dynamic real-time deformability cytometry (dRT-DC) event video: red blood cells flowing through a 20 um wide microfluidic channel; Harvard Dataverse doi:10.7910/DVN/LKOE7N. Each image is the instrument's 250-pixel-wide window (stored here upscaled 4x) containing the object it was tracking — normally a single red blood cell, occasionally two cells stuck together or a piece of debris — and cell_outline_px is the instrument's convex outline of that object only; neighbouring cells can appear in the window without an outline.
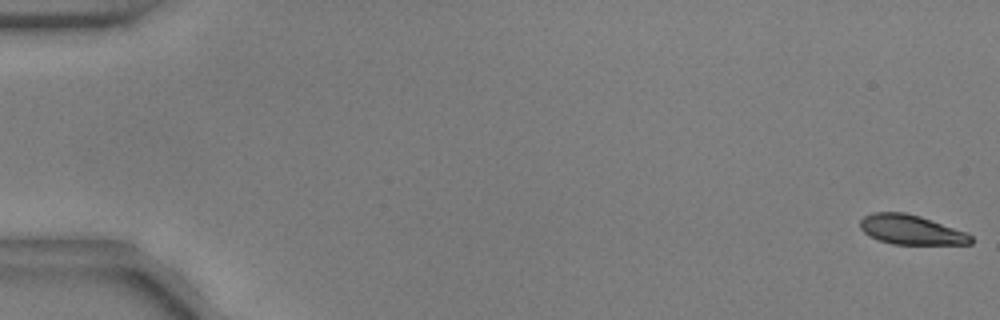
{"species": "common noctule bat (a hibernating species)", "species_latin": "Nyctalus noctula", "temperature_condition": "warm", "stored_images_in_passage": 54, "camera_frame_rate_fps": 3000, "um_per_image_px": 0.085, "animal": {"sex": "male", "body_mass_g": 17.9, "forearm_length_mm": 54.2}, "frame": {"image": 1, "passage_image": 1, "time_ms": 0.0, "image_size_px": [1000, 320], "cell_outline_px": [[972, 240], [968, 244], [900, 244], [884, 240], [872, 236], [864, 228], [864, 220], [868, 216], [888, 212], [916, 216], [960, 232], [968, 236]], "centroid_in_image_um": [77.49, 19.57], "position_along_channel_um": 7.5, "area_um2": 16.76}}
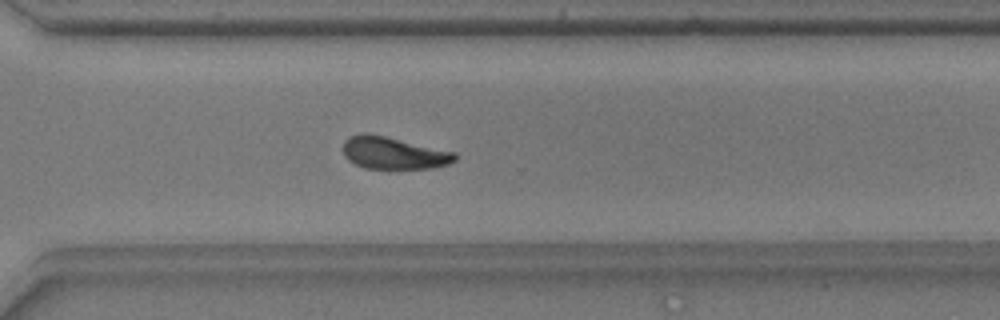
{"frame": {"image": 2, "passage_image": 40, "time_ms": 13.0, "image_size_px": [1000, 320], "cell_outline_px": [[456, 156], [452, 160], [440, 164], [416, 168], [376, 168], [360, 164], [348, 156], [344, 148], [348, 140], [356, 136], [376, 136]], "centroid_in_image_um": [33.33, 13.06], "position_along_channel_um": 337.3, "area_um2": 17.22}}
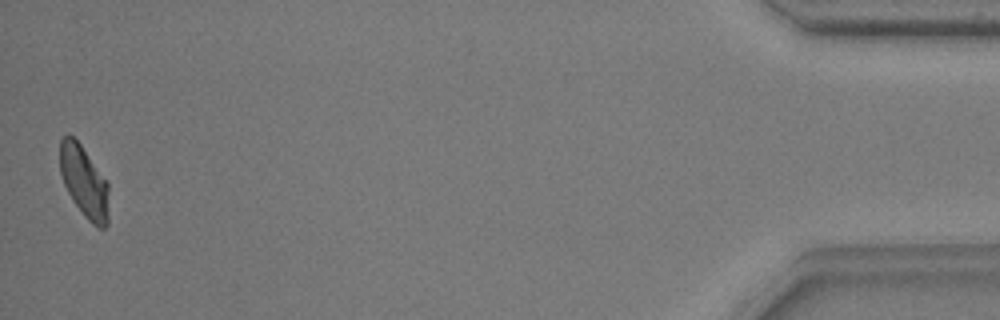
{"frame": {"image": 3, "passage_image": 54, "time_ms": 17.667, "image_size_px": [1000, 320], "cell_outline_px": [[104, 224], [96, 224], [80, 208], [72, 196], [64, 180], [60, 168], [60, 144], [68, 136], [72, 136], [76, 140], [104, 180]], "centroid_in_image_um": [7.02, 15.28], "position_along_channel_um": 428.2, "area_um2": 17.11}, "authors_computed_cell_mechanics": {"area_um2": 16.8198, "velocity_mm_per_s": 3.7645, "shape_relaxation_time_tau1_ms": null, "shape_relaxation_time_tau2_ms": 3.5359, "deformation_change_tau1": null, "deformation_change_tau2": 0.1144}}